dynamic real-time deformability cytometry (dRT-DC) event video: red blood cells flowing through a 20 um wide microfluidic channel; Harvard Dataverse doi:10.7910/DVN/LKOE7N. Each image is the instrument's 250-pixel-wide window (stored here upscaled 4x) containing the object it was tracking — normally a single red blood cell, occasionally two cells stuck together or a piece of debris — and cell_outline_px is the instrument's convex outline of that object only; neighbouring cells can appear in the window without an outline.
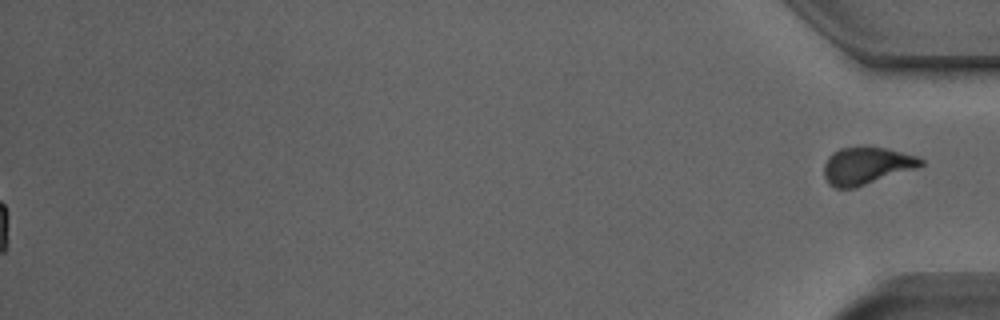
{"species": "Egyptian fruit bat (a non-hibernating species)", "species_latin": "Rousettus aegyptiacus", "temperature_condition": "room temperature", "stored_images_in_passage": 53, "segment_of_instrument_passage": [2, 2], "camera_frame_rate_fps": 3000, "um_per_image_px": 0.085, "animal": {"sex": "male"}, "frame": {"image": 1, "passage_image": 53, "time_ms": 17.333, "image_size_px": [1000, 320], "cell_outline_px": [[924, 164], [916, 168], [856, 188], [836, 188], [828, 184], [824, 176], [824, 164], [828, 156], [832, 152], [840, 148], [860, 144], [868, 144], [888, 148], [916, 156], [924, 160]], "centroid_in_image_um": [73.62, 14.05], "position_along_channel_um": 361.6, "area_um2": 21.73}}